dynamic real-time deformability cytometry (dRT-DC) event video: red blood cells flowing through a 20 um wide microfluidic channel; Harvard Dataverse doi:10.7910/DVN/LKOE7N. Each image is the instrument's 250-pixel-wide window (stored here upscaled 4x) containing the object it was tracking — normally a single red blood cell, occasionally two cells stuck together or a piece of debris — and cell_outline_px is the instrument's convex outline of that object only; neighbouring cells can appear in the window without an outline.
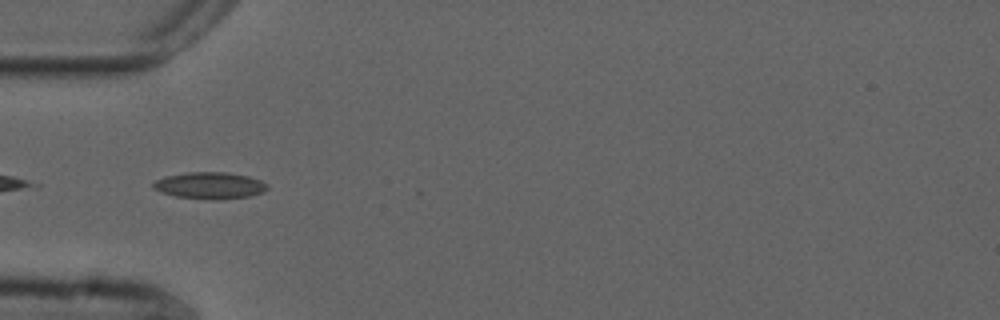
{"species": "common noctule bat (a hibernating species)", "species_latin": "Nyctalus noctula", "temperature_condition": "cold", "stored_images_in_passage": 43, "camera_frame_rate_fps": 3000, "um_per_image_px": 0.085, "animal": {"sex": "male", "forearm_length_mm": 52.5}, "frame": {"image": 1, "passage_image": 6, "time_ms": 1.667, "image_size_px": [1000, 320], "cell_outline_px": [[268, 188], [264, 192], [248, 196], [212, 200], [176, 196], [152, 188], [152, 184], [156, 180], [164, 176], [188, 172], [224, 172], [248, 176], [260, 180], [268, 184]], "centroid_in_image_um": [17.84, 15.76], "position_along_channel_um": 67.2, "area_um2": 17.63}}
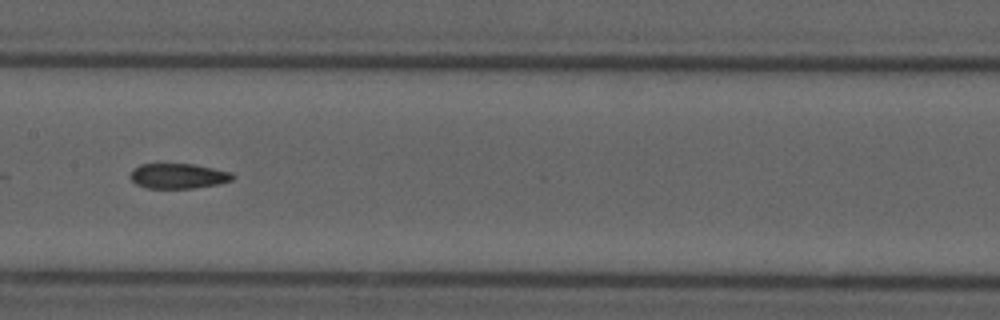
{"frame": {"image": 2, "passage_image": 16, "time_ms": 5.0, "image_size_px": [1000, 320], "cell_outline_px": [[236, 176], [232, 180], [216, 184], [192, 188], [148, 188], [136, 184], [132, 180], [132, 168], [140, 164], [196, 164], [232, 172]], "centroid_in_image_um": [15.18, 14.95], "position_along_channel_um": 192.2, "area_um2": 14.91}}
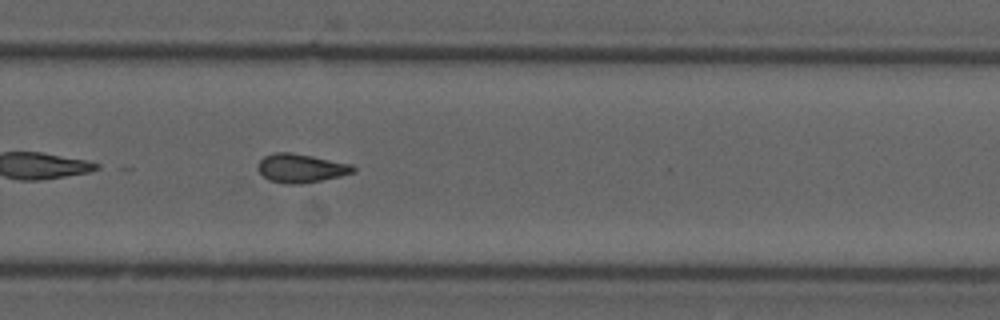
{"frame": {"image": 3, "passage_image": 25, "time_ms": 8.0, "image_size_px": [1000, 320], "cell_outline_px": [[356, 168], [352, 172], [340, 176], [300, 184], [284, 184], [268, 180], [260, 172], [256, 164], [264, 156], [276, 152], [292, 152], [352, 164]], "centroid_in_image_um": [25.54, 14.29], "position_along_channel_um": 304.3, "area_um2": 15.9}, "authors_computed_cell_mechanics": {"area_um2": 15.7216, "velocity_mm_per_s": 3.7473, "shape_relaxation_time_tau1_ms": null, "shape_relaxation_time_tau2_ms": 5.4502, "deformation_change_tau1": null, "deformation_change_tau2": 0.1179}}